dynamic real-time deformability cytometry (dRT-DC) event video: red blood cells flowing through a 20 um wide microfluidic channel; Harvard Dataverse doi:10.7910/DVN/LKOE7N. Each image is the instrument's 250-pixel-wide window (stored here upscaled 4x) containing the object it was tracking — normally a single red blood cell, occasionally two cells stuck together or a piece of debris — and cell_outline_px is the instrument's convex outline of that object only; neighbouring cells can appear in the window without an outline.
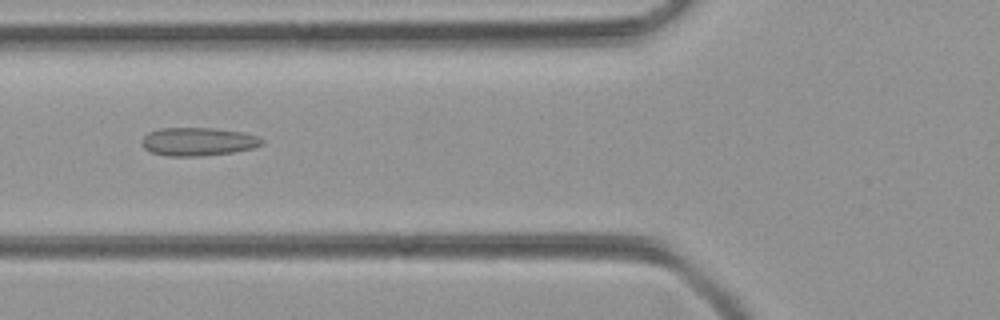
{"species": "common noctule bat (a hibernating species)", "species_latin": "Nyctalus noctula", "temperature_condition": "room temperature", "stored_images_in_passage": 47, "camera_frame_rate_fps": 3000, "um_per_image_px": 0.085, "animal": {"sex": "female", "body_mass_g": 21.9}, "frame": {"image": 1, "passage_image": 19, "time_ms": 6.0, "image_size_px": [1000, 320], "cell_outline_px": [[264, 144], [252, 148], [232, 152], [204, 156], [168, 156], [152, 152], [144, 148], [140, 144], [140, 140], [148, 132], [160, 128], [212, 128], [244, 132], [256, 136], [264, 140]], "centroid_in_image_um": [16.81, 12.03], "position_along_channel_um": 109.0, "area_um2": 19.88}}
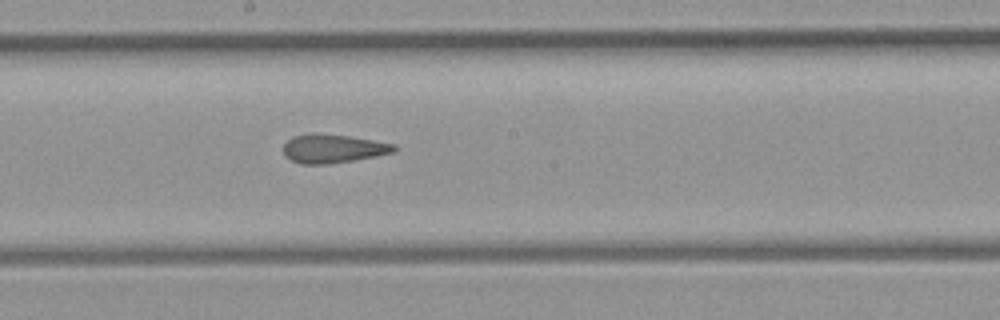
{"frame": {"image": 2, "passage_image": 27, "time_ms": 8.667, "image_size_px": [1000, 320], "cell_outline_px": [[396, 152], [376, 156], [328, 164], [300, 164], [284, 156], [284, 144], [292, 136], [312, 132], [348, 136], [396, 144]], "centroid_in_image_um": [28.29, 12.62], "position_along_channel_um": 219.9, "area_um2": 18.55}}
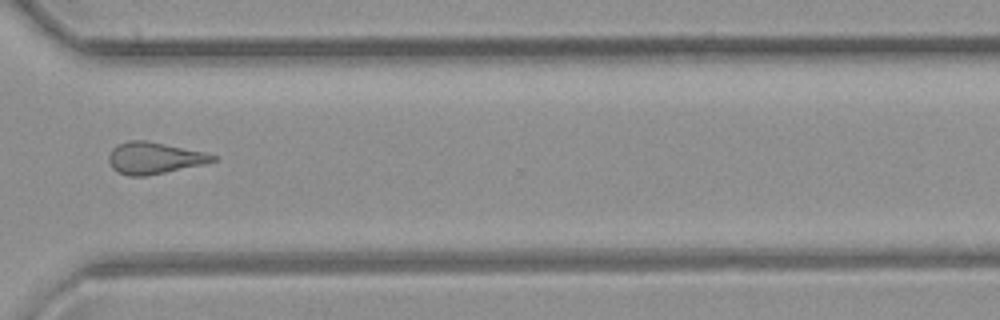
{"frame": {"image": 3, "passage_image": 37, "time_ms": 12.0, "image_size_px": [1000, 320], "cell_outline_px": [[216, 160], [204, 164], [148, 176], [128, 176], [116, 172], [112, 168], [108, 160], [108, 156], [112, 148], [128, 140], [144, 140], [204, 152], [216, 156]], "centroid_in_image_um": [13.07, 13.45], "position_along_channel_um": 357.5, "area_um2": 19.13}}